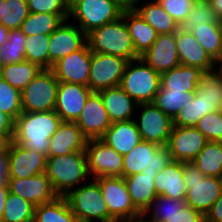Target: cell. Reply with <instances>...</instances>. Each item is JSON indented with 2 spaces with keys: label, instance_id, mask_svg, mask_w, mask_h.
<instances>
[{
  "label": "cell",
  "instance_id": "obj_1",
  "mask_svg": "<svg viewBox=\"0 0 222 222\" xmlns=\"http://www.w3.org/2000/svg\"><path fill=\"white\" fill-rule=\"evenodd\" d=\"M62 123L55 110L22 112L14 121L12 142L48 158L49 141Z\"/></svg>",
  "mask_w": 222,
  "mask_h": 222
},
{
  "label": "cell",
  "instance_id": "obj_2",
  "mask_svg": "<svg viewBox=\"0 0 222 222\" xmlns=\"http://www.w3.org/2000/svg\"><path fill=\"white\" fill-rule=\"evenodd\" d=\"M45 173L55 193L59 197L66 196L90 176L86 151L48 157Z\"/></svg>",
  "mask_w": 222,
  "mask_h": 222
},
{
  "label": "cell",
  "instance_id": "obj_3",
  "mask_svg": "<svg viewBox=\"0 0 222 222\" xmlns=\"http://www.w3.org/2000/svg\"><path fill=\"white\" fill-rule=\"evenodd\" d=\"M86 41L90 50L95 53L114 55L127 61L140 58L123 17L92 30L86 35Z\"/></svg>",
  "mask_w": 222,
  "mask_h": 222
},
{
  "label": "cell",
  "instance_id": "obj_4",
  "mask_svg": "<svg viewBox=\"0 0 222 222\" xmlns=\"http://www.w3.org/2000/svg\"><path fill=\"white\" fill-rule=\"evenodd\" d=\"M186 205L204 216L222 194V178L203 175L193 162H183Z\"/></svg>",
  "mask_w": 222,
  "mask_h": 222
},
{
  "label": "cell",
  "instance_id": "obj_5",
  "mask_svg": "<svg viewBox=\"0 0 222 222\" xmlns=\"http://www.w3.org/2000/svg\"><path fill=\"white\" fill-rule=\"evenodd\" d=\"M119 86L137 104L153 103L161 86L160 73L141 58L128 61Z\"/></svg>",
  "mask_w": 222,
  "mask_h": 222
},
{
  "label": "cell",
  "instance_id": "obj_6",
  "mask_svg": "<svg viewBox=\"0 0 222 222\" xmlns=\"http://www.w3.org/2000/svg\"><path fill=\"white\" fill-rule=\"evenodd\" d=\"M92 180L77 186L64 197L79 222H110V213L101 187L95 178Z\"/></svg>",
  "mask_w": 222,
  "mask_h": 222
},
{
  "label": "cell",
  "instance_id": "obj_7",
  "mask_svg": "<svg viewBox=\"0 0 222 222\" xmlns=\"http://www.w3.org/2000/svg\"><path fill=\"white\" fill-rule=\"evenodd\" d=\"M123 11L113 0H70L69 3V18H76L79 28L86 35L106 23L116 21L122 17Z\"/></svg>",
  "mask_w": 222,
  "mask_h": 222
},
{
  "label": "cell",
  "instance_id": "obj_8",
  "mask_svg": "<svg viewBox=\"0 0 222 222\" xmlns=\"http://www.w3.org/2000/svg\"><path fill=\"white\" fill-rule=\"evenodd\" d=\"M172 161L166 146L142 141L123 156V178L138 173L157 175Z\"/></svg>",
  "mask_w": 222,
  "mask_h": 222
},
{
  "label": "cell",
  "instance_id": "obj_9",
  "mask_svg": "<svg viewBox=\"0 0 222 222\" xmlns=\"http://www.w3.org/2000/svg\"><path fill=\"white\" fill-rule=\"evenodd\" d=\"M59 81L51 69L42 71L21 91L23 112H47L55 108Z\"/></svg>",
  "mask_w": 222,
  "mask_h": 222
},
{
  "label": "cell",
  "instance_id": "obj_10",
  "mask_svg": "<svg viewBox=\"0 0 222 222\" xmlns=\"http://www.w3.org/2000/svg\"><path fill=\"white\" fill-rule=\"evenodd\" d=\"M106 201L110 222H127L141 213L134 207L128 188L123 177L95 178Z\"/></svg>",
  "mask_w": 222,
  "mask_h": 222
},
{
  "label": "cell",
  "instance_id": "obj_11",
  "mask_svg": "<svg viewBox=\"0 0 222 222\" xmlns=\"http://www.w3.org/2000/svg\"><path fill=\"white\" fill-rule=\"evenodd\" d=\"M127 60L105 53H91L89 88L99 92L120 85Z\"/></svg>",
  "mask_w": 222,
  "mask_h": 222
},
{
  "label": "cell",
  "instance_id": "obj_12",
  "mask_svg": "<svg viewBox=\"0 0 222 222\" xmlns=\"http://www.w3.org/2000/svg\"><path fill=\"white\" fill-rule=\"evenodd\" d=\"M85 151L93 178L123 177V156L101 139L87 140Z\"/></svg>",
  "mask_w": 222,
  "mask_h": 222
},
{
  "label": "cell",
  "instance_id": "obj_13",
  "mask_svg": "<svg viewBox=\"0 0 222 222\" xmlns=\"http://www.w3.org/2000/svg\"><path fill=\"white\" fill-rule=\"evenodd\" d=\"M141 108L139 121L135 120L142 141L166 146L173 128V119L155 104H138Z\"/></svg>",
  "mask_w": 222,
  "mask_h": 222
},
{
  "label": "cell",
  "instance_id": "obj_14",
  "mask_svg": "<svg viewBox=\"0 0 222 222\" xmlns=\"http://www.w3.org/2000/svg\"><path fill=\"white\" fill-rule=\"evenodd\" d=\"M91 53L86 43L81 49L58 60L52 65L51 70L59 82L89 87Z\"/></svg>",
  "mask_w": 222,
  "mask_h": 222
},
{
  "label": "cell",
  "instance_id": "obj_15",
  "mask_svg": "<svg viewBox=\"0 0 222 222\" xmlns=\"http://www.w3.org/2000/svg\"><path fill=\"white\" fill-rule=\"evenodd\" d=\"M207 142L206 137L196 127L173 126L166 147L172 160L192 162Z\"/></svg>",
  "mask_w": 222,
  "mask_h": 222
},
{
  "label": "cell",
  "instance_id": "obj_16",
  "mask_svg": "<svg viewBox=\"0 0 222 222\" xmlns=\"http://www.w3.org/2000/svg\"><path fill=\"white\" fill-rule=\"evenodd\" d=\"M9 179H25L46 172L47 157L11 141L8 147Z\"/></svg>",
  "mask_w": 222,
  "mask_h": 222
},
{
  "label": "cell",
  "instance_id": "obj_17",
  "mask_svg": "<svg viewBox=\"0 0 222 222\" xmlns=\"http://www.w3.org/2000/svg\"><path fill=\"white\" fill-rule=\"evenodd\" d=\"M64 21L51 35L48 51V69L58 60L81 49L86 43V34L73 23Z\"/></svg>",
  "mask_w": 222,
  "mask_h": 222
},
{
  "label": "cell",
  "instance_id": "obj_18",
  "mask_svg": "<svg viewBox=\"0 0 222 222\" xmlns=\"http://www.w3.org/2000/svg\"><path fill=\"white\" fill-rule=\"evenodd\" d=\"M93 92L88 86L59 82L55 112L63 122H75Z\"/></svg>",
  "mask_w": 222,
  "mask_h": 222
},
{
  "label": "cell",
  "instance_id": "obj_19",
  "mask_svg": "<svg viewBox=\"0 0 222 222\" xmlns=\"http://www.w3.org/2000/svg\"><path fill=\"white\" fill-rule=\"evenodd\" d=\"M75 123L88 140L100 139L110 127L112 122L97 92L89 96Z\"/></svg>",
  "mask_w": 222,
  "mask_h": 222
},
{
  "label": "cell",
  "instance_id": "obj_20",
  "mask_svg": "<svg viewBox=\"0 0 222 222\" xmlns=\"http://www.w3.org/2000/svg\"><path fill=\"white\" fill-rule=\"evenodd\" d=\"M7 187L10 193L29 201L35 207L58 197L46 173L25 179H8Z\"/></svg>",
  "mask_w": 222,
  "mask_h": 222
},
{
  "label": "cell",
  "instance_id": "obj_21",
  "mask_svg": "<svg viewBox=\"0 0 222 222\" xmlns=\"http://www.w3.org/2000/svg\"><path fill=\"white\" fill-rule=\"evenodd\" d=\"M140 58L160 74L179 66L175 33L158 35L155 42Z\"/></svg>",
  "mask_w": 222,
  "mask_h": 222
},
{
  "label": "cell",
  "instance_id": "obj_22",
  "mask_svg": "<svg viewBox=\"0 0 222 222\" xmlns=\"http://www.w3.org/2000/svg\"><path fill=\"white\" fill-rule=\"evenodd\" d=\"M180 64L197 67L202 71H210L217 66L216 62L202 48L189 31L178 29L175 33Z\"/></svg>",
  "mask_w": 222,
  "mask_h": 222
},
{
  "label": "cell",
  "instance_id": "obj_23",
  "mask_svg": "<svg viewBox=\"0 0 222 222\" xmlns=\"http://www.w3.org/2000/svg\"><path fill=\"white\" fill-rule=\"evenodd\" d=\"M87 138L75 122H63L49 141L48 157L85 151Z\"/></svg>",
  "mask_w": 222,
  "mask_h": 222
},
{
  "label": "cell",
  "instance_id": "obj_24",
  "mask_svg": "<svg viewBox=\"0 0 222 222\" xmlns=\"http://www.w3.org/2000/svg\"><path fill=\"white\" fill-rule=\"evenodd\" d=\"M100 139L122 156L142 142L135 119L113 122Z\"/></svg>",
  "mask_w": 222,
  "mask_h": 222
},
{
  "label": "cell",
  "instance_id": "obj_25",
  "mask_svg": "<svg viewBox=\"0 0 222 222\" xmlns=\"http://www.w3.org/2000/svg\"><path fill=\"white\" fill-rule=\"evenodd\" d=\"M156 195L172 199L185 198L186 186L183 178V162L173 160L158 172L154 179Z\"/></svg>",
  "mask_w": 222,
  "mask_h": 222
},
{
  "label": "cell",
  "instance_id": "obj_26",
  "mask_svg": "<svg viewBox=\"0 0 222 222\" xmlns=\"http://www.w3.org/2000/svg\"><path fill=\"white\" fill-rule=\"evenodd\" d=\"M111 122L133 120L135 106L138 104L118 85L97 92Z\"/></svg>",
  "mask_w": 222,
  "mask_h": 222
},
{
  "label": "cell",
  "instance_id": "obj_27",
  "mask_svg": "<svg viewBox=\"0 0 222 222\" xmlns=\"http://www.w3.org/2000/svg\"><path fill=\"white\" fill-rule=\"evenodd\" d=\"M156 175L138 173L124 177L134 207L143 214L156 198L154 179Z\"/></svg>",
  "mask_w": 222,
  "mask_h": 222
},
{
  "label": "cell",
  "instance_id": "obj_28",
  "mask_svg": "<svg viewBox=\"0 0 222 222\" xmlns=\"http://www.w3.org/2000/svg\"><path fill=\"white\" fill-rule=\"evenodd\" d=\"M203 71L197 67L179 66L160 74L161 87L167 91H182L195 93L199 76Z\"/></svg>",
  "mask_w": 222,
  "mask_h": 222
},
{
  "label": "cell",
  "instance_id": "obj_29",
  "mask_svg": "<svg viewBox=\"0 0 222 222\" xmlns=\"http://www.w3.org/2000/svg\"><path fill=\"white\" fill-rule=\"evenodd\" d=\"M122 17L128 27L136 54L143 55L157 39L155 29L144 21L134 10H124Z\"/></svg>",
  "mask_w": 222,
  "mask_h": 222
},
{
  "label": "cell",
  "instance_id": "obj_30",
  "mask_svg": "<svg viewBox=\"0 0 222 222\" xmlns=\"http://www.w3.org/2000/svg\"><path fill=\"white\" fill-rule=\"evenodd\" d=\"M196 93L206 103V114L222 110V72L217 69L203 71Z\"/></svg>",
  "mask_w": 222,
  "mask_h": 222
},
{
  "label": "cell",
  "instance_id": "obj_31",
  "mask_svg": "<svg viewBox=\"0 0 222 222\" xmlns=\"http://www.w3.org/2000/svg\"><path fill=\"white\" fill-rule=\"evenodd\" d=\"M138 16L150 24L158 35L176 33L179 25L176 21L162 8L157 0L146 2L142 7L133 9Z\"/></svg>",
  "mask_w": 222,
  "mask_h": 222
},
{
  "label": "cell",
  "instance_id": "obj_32",
  "mask_svg": "<svg viewBox=\"0 0 222 222\" xmlns=\"http://www.w3.org/2000/svg\"><path fill=\"white\" fill-rule=\"evenodd\" d=\"M190 33L215 62L221 58L222 23L201 24Z\"/></svg>",
  "mask_w": 222,
  "mask_h": 222
},
{
  "label": "cell",
  "instance_id": "obj_33",
  "mask_svg": "<svg viewBox=\"0 0 222 222\" xmlns=\"http://www.w3.org/2000/svg\"><path fill=\"white\" fill-rule=\"evenodd\" d=\"M33 222H79L65 197H57L49 203L34 208Z\"/></svg>",
  "mask_w": 222,
  "mask_h": 222
},
{
  "label": "cell",
  "instance_id": "obj_34",
  "mask_svg": "<svg viewBox=\"0 0 222 222\" xmlns=\"http://www.w3.org/2000/svg\"><path fill=\"white\" fill-rule=\"evenodd\" d=\"M37 64L29 61L0 67V77L14 88L22 91L40 72Z\"/></svg>",
  "mask_w": 222,
  "mask_h": 222
},
{
  "label": "cell",
  "instance_id": "obj_35",
  "mask_svg": "<svg viewBox=\"0 0 222 222\" xmlns=\"http://www.w3.org/2000/svg\"><path fill=\"white\" fill-rule=\"evenodd\" d=\"M192 162L203 175L222 178V142L208 141Z\"/></svg>",
  "mask_w": 222,
  "mask_h": 222
},
{
  "label": "cell",
  "instance_id": "obj_36",
  "mask_svg": "<svg viewBox=\"0 0 222 222\" xmlns=\"http://www.w3.org/2000/svg\"><path fill=\"white\" fill-rule=\"evenodd\" d=\"M63 22L56 14L30 12L20 29L25 36L51 35Z\"/></svg>",
  "mask_w": 222,
  "mask_h": 222
},
{
  "label": "cell",
  "instance_id": "obj_37",
  "mask_svg": "<svg viewBox=\"0 0 222 222\" xmlns=\"http://www.w3.org/2000/svg\"><path fill=\"white\" fill-rule=\"evenodd\" d=\"M26 37L20 28L9 31L7 41L0 47V67L26 61Z\"/></svg>",
  "mask_w": 222,
  "mask_h": 222
},
{
  "label": "cell",
  "instance_id": "obj_38",
  "mask_svg": "<svg viewBox=\"0 0 222 222\" xmlns=\"http://www.w3.org/2000/svg\"><path fill=\"white\" fill-rule=\"evenodd\" d=\"M193 96L194 93L191 92L167 91L160 86L159 91L155 95L153 104L173 119L177 113L191 101Z\"/></svg>",
  "mask_w": 222,
  "mask_h": 222
},
{
  "label": "cell",
  "instance_id": "obj_39",
  "mask_svg": "<svg viewBox=\"0 0 222 222\" xmlns=\"http://www.w3.org/2000/svg\"><path fill=\"white\" fill-rule=\"evenodd\" d=\"M34 208L29 201L9 192L0 222H33Z\"/></svg>",
  "mask_w": 222,
  "mask_h": 222
},
{
  "label": "cell",
  "instance_id": "obj_40",
  "mask_svg": "<svg viewBox=\"0 0 222 222\" xmlns=\"http://www.w3.org/2000/svg\"><path fill=\"white\" fill-rule=\"evenodd\" d=\"M186 206L185 198L172 199L161 195H157L155 200L150 204L143 215L147 216L153 212L151 219L153 222H168L169 218L177 213H181L182 209ZM153 209V211H152Z\"/></svg>",
  "mask_w": 222,
  "mask_h": 222
},
{
  "label": "cell",
  "instance_id": "obj_41",
  "mask_svg": "<svg viewBox=\"0 0 222 222\" xmlns=\"http://www.w3.org/2000/svg\"><path fill=\"white\" fill-rule=\"evenodd\" d=\"M30 14L27 0H2L0 24L7 29H19Z\"/></svg>",
  "mask_w": 222,
  "mask_h": 222
},
{
  "label": "cell",
  "instance_id": "obj_42",
  "mask_svg": "<svg viewBox=\"0 0 222 222\" xmlns=\"http://www.w3.org/2000/svg\"><path fill=\"white\" fill-rule=\"evenodd\" d=\"M50 35H32L26 37L25 59L37 64L42 69H48V51Z\"/></svg>",
  "mask_w": 222,
  "mask_h": 222
},
{
  "label": "cell",
  "instance_id": "obj_43",
  "mask_svg": "<svg viewBox=\"0 0 222 222\" xmlns=\"http://www.w3.org/2000/svg\"><path fill=\"white\" fill-rule=\"evenodd\" d=\"M206 115V103L195 92L191 101L173 118V126L195 127L199 120Z\"/></svg>",
  "mask_w": 222,
  "mask_h": 222
},
{
  "label": "cell",
  "instance_id": "obj_44",
  "mask_svg": "<svg viewBox=\"0 0 222 222\" xmlns=\"http://www.w3.org/2000/svg\"><path fill=\"white\" fill-rule=\"evenodd\" d=\"M222 23L212 10L208 0H196L188 17L179 25L184 31H191L201 24Z\"/></svg>",
  "mask_w": 222,
  "mask_h": 222
},
{
  "label": "cell",
  "instance_id": "obj_45",
  "mask_svg": "<svg viewBox=\"0 0 222 222\" xmlns=\"http://www.w3.org/2000/svg\"><path fill=\"white\" fill-rule=\"evenodd\" d=\"M0 111L14 121L22 114L21 91L8 84L0 77Z\"/></svg>",
  "mask_w": 222,
  "mask_h": 222
},
{
  "label": "cell",
  "instance_id": "obj_46",
  "mask_svg": "<svg viewBox=\"0 0 222 222\" xmlns=\"http://www.w3.org/2000/svg\"><path fill=\"white\" fill-rule=\"evenodd\" d=\"M70 0H27V5L31 13L56 14L63 21L69 18Z\"/></svg>",
  "mask_w": 222,
  "mask_h": 222
},
{
  "label": "cell",
  "instance_id": "obj_47",
  "mask_svg": "<svg viewBox=\"0 0 222 222\" xmlns=\"http://www.w3.org/2000/svg\"><path fill=\"white\" fill-rule=\"evenodd\" d=\"M195 127L207 141L222 142V110L206 114Z\"/></svg>",
  "mask_w": 222,
  "mask_h": 222
},
{
  "label": "cell",
  "instance_id": "obj_48",
  "mask_svg": "<svg viewBox=\"0 0 222 222\" xmlns=\"http://www.w3.org/2000/svg\"><path fill=\"white\" fill-rule=\"evenodd\" d=\"M162 8L180 25L192 11L196 0H157Z\"/></svg>",
  "mask_w": 222,
  "mask_h": 222
},
{
  "label": "cell",
  "instance_id": "obj_49",
  "mask_svg": "<svg viewBox=\"0 0 222 222\" xmlns=\"http://www.w3.org/2000/svg\"><path fill=\"white\" fill-rule=\"evenodd\" d=\"M168 222H205V216L201 212L186 205L181 213H177L169 218Z\"/></svg>",
  "mask_w": 222,
  "mask_h": 222
},
{
  "label": "cell",
  "instance_id": "obj_50",
  "mask_svg": "<svg viewBox=\"0 0 222 222\" xmlns=\"http://www.w3.org/2000/svg\"><path fill=\"white\" fill-rule=\"evenodd\" d=\"M205 222H222V194L205 215Z\"/></svg>",
  "mask_w": 222,
  "mask_h": 222
},
{
  "label": "cell",
  "instance_id": "obj_51",
  "mask_svg": "<svg viewBox=\"0 0 222 222\" xmlns=\"http://www.w3.org/2000/svg\"><path fill=\"white\" fill-rule=\"evenodd\" d=\"M9 179L8 152H0V185L7 184Z\"/></svg>",
  "mask_w": 222,
  "mask_h": 222
},
{
  "label": "cell",
  "instance_id": "obj_52",
  "mask_svg": "<svg viewBox=\"0 0 222 222\" xmlns=\"http://www.w3.org/2000/svg\"><path fill=\"white\" fill-rule=\"evenodd\" d=\"M14 131H0V152H8Z\"/></svg>",
  "mask_w": 222,
  "mask_h": 222
},
{
  "label": "cell",
  "instance_id": "obj_53",
  "mask_svg": "<svg viewBox=\"0 0 222 222\" xmlns=\"http://www.w3.org/2000/svg\"><path fill=\"white\" fill-rule=\"evenodd\" d=\"M0 131H14V120L0 111Z\"/></svg>",
  "mask_w": 222,
  "mask_h": 222
},
{
  "label": "cell",
  "instance_id": "obj_54",
  "mask_svg": "<svg viewBox=\"0 0 222 222\" xmlns=\"http://www.w3.org/2000/svg\"><path fill=\"white\" fill-rule=\"evenodd\" d=\"M8 193L9 191H8L7 184H1L0 185V220L4 213Z\"/></svg>",
  "mask_w": 222,
  "mask_h": 222
},
{
  "label": "cell",
  "instance_id": "obj_55",
  "mask_svg": "<svg viewBox=\"0 0 222 222\" xmlns=\"http://www.w3.org/2000/svg\"><path fill=\"white\" fill-rule=\"evenodd\" d=\"M219 21H222V0H208Z\"/></svg>",
  "mask_w": 222,
  "mask_h": 222
},
{
  "label": "cell",
  "instance_id": "obj_56",
  "mask_svg": "<svg viewBox=\"0 0 222 222\" xmlns=\"http://www.w3.org/2000/svg\"><path fill=\"white\" fill-rule=\"evenodd\" d=\"M124 10H133L140 0H113Z\"/></svg>",
  "mask_w": 222,
  "mask_h": 222
},
{
  "label": "cell",
  "instance_id": "obj_57",
  "mask_svg": "<svg viewBox=\"0 0 222 222\" xmlns=\"http://www.w3.org/2000/svg\"><path fill=\"white\" fill-rule=\"evenodd\" d=\"M9 29L0 24V47L7 41Z\"/></svg>",
  "mask_w": 222,
  "mask_h": 222
},
{
  "label": "cell",
  "instance_id": "obj_58",
  "mask_svg": "<svg viewBox=\"0 0 222 222\" xmlns=\"http://www.w3.org/2000/svg\"><path fill=\"white\" fill-rule=\"evenodd\" d=\"M144 218H145V216L143 214H141L140 216L135 217L132 220H128L127 222H153V221H150L147 219L145 220Z\"/></svg>",
  "mask_w": 222,
  "mask_h": 222
},
{
  "label": "cell",
  "instance_id": "obj_59",
  "mask_svg": "<svg viewBox=\"0 0 222 222\" xmlns=\"http://www.w3.org/2000/svg\"><path fill=\"white\" fill-rule=\"evenodd\" d=\"M217 63V66H218V63L219 64H221L220 66L221 67H219L220 69H218L220 72H222V56H221V58L216 62Z\"/></svg>",
  "mask_w": 222,
  "mask_h": 222
},
{
  "label": "cell",
  "instance_id": "obj_60",
  "mask_svg": "<svg viewBox=\"0 0 222 222\" xmlns=\"http://www.w3.org/2000/svg\"><path fill=\"white\" fill-rule=\"evenodd\" d=\"M1 9H2V0H0V16H1Z\"/></svg>",
  "mask_w": 222,
  "mask_h": 222
}]
</instances>
